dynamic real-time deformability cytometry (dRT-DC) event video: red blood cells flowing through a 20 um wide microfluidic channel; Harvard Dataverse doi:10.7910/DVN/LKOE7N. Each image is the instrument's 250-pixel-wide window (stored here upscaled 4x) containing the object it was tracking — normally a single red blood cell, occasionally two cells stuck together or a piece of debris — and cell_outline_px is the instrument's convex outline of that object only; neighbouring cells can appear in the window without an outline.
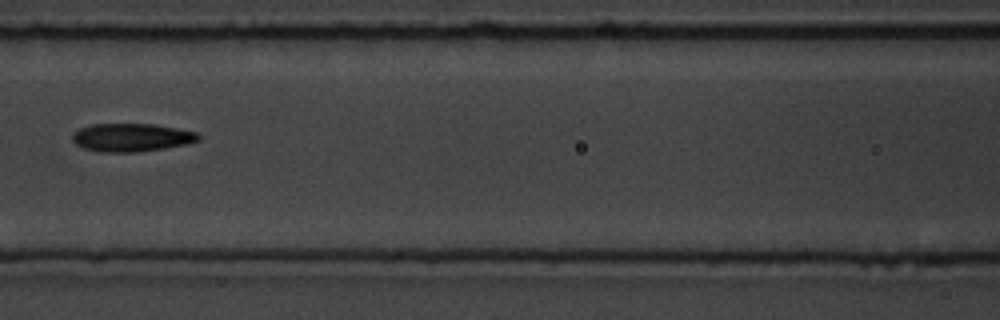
{"species": "common noctule bat (a hibernating species)", "species_latin": "Nyctalus noctula", "temperature_condition": "room temperature", "stored_images_in_passage": 6, "camera_frame_rate_fps": 3000, "um_per_image_px": 0.085, "animal": {"sex": "male", "body_mass_g": 19.5, "forearm_length_mm": 54.6}, "frame": {"image": 1, "passage_image": 6, "time_ms": 6.0, "image_size_px": [1000, 320], "cell_outline_px": [[200, 140], [184, 144], [136, 152], [100, 152], [84, 148], [76, 144], [72, 140], [72, 132], [80, 128], [92, 124], [152, 124], [176, 128], [196, 132], [200, 136]], "centroid_in_image_um": [11.12, 11.68], "position_along_channel_um": 155.5, "area_um2": 20.46}}